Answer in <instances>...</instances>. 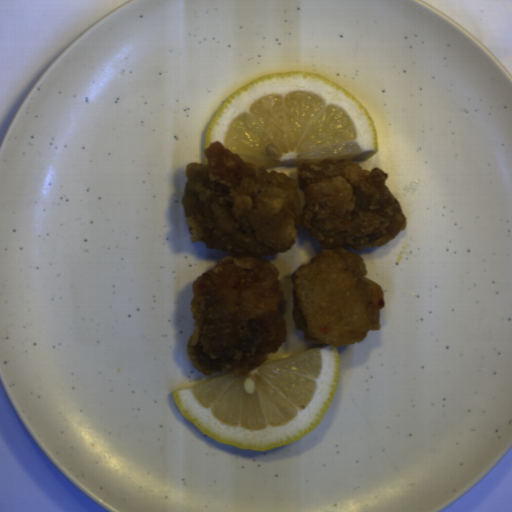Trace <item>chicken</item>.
<instances>
[{
	"instance_id": "1",
	"label": "chicken",
	"mask_w": 512,
	"mask_h": 512,
	"mask_svg": "<svg viewBox=\"0 0 512 512\" xmlns=\"http://www.w3.org/2000/svg\"><path fill=\"white\" fill-rule=\"evenodd\" d=\"M206 162L186 165L184 217L192 241L227 252L192 282L186 351L202 372L252 373L287 337L288 299L266 254L292 249L299 233L315 252L292 277L291 310L305 339L357 343L382 326L386 297L361 253L407 226L388 172L322 160L295 179L265 170L214 140Z\"/></svg>"
}]
</instances>
